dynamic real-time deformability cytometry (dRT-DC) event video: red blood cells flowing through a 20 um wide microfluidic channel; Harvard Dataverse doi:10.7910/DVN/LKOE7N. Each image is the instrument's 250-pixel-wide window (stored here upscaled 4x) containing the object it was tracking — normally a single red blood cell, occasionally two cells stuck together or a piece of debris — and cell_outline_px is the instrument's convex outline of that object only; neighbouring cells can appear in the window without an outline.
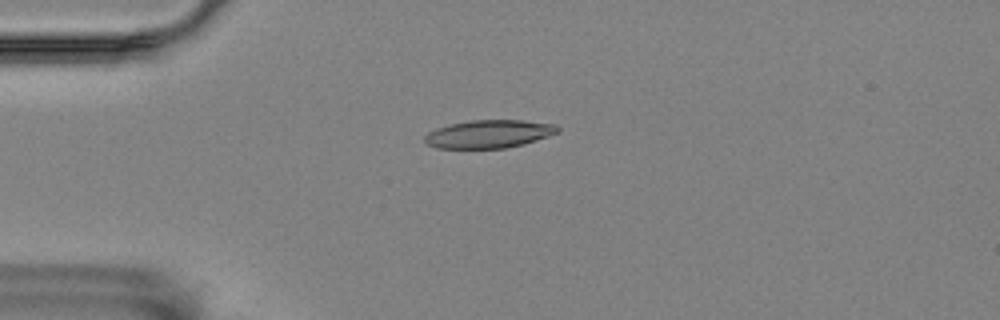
{"species": "Egyptian fruit bat (a non-hibernating species)", "species_latin": "Rousettus aegyptiacus", "temperature_condition": "room temperature", "stored_images_in_passage": 9, "camera_frame_rate_fps": 3000, "um_per_image_px": 0.085, "animal": {"sex": "female"}, "frame": {"image": 1, "passage_image": 4, "time_ms": 1.0, "image_size_px": [1000, 320], "cell_outline_px": [[560, 132], [524, 144], [504, 148], [436, 148], [428, 144], [424, 140], [424, 136], [428, 132], [436, 128], [448, 124], [472, 120], [520, 120], [556, 124], [560, 128]], "centroid_in_image_um": [41.56, 11.38], "position_along_channel_um": 43.4, "area_um2": 21.79}}
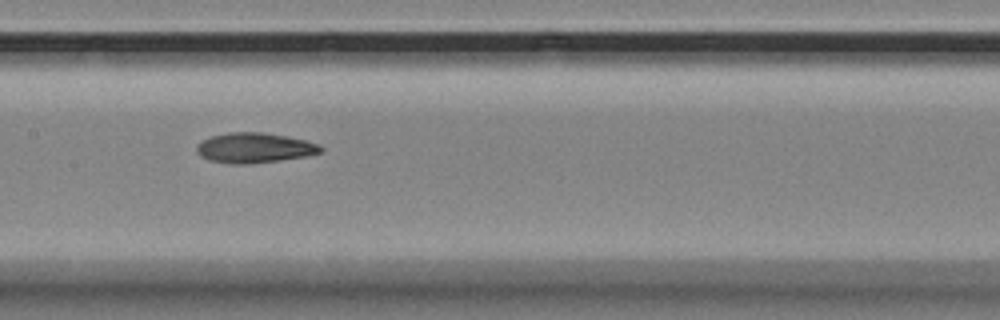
{"frame": {"image": 2, "passage_image": 8, "time_ms": 2.333, "image_size_px": [1000, 320], "cell_outline_px": [[324, 152], [308, 156], [280, 160], [248, 164], [232, 164], [208, 160], [200, 156], [196, 152], [196, 144], [212, 136], [228, 132], [264, 132], [288, 136], [304, 140], [316, 144], [324, 148]], "centroid_in_image_um": [21.63, 12.57], "position_along_channel_um": 185.8, "area_um2": 21.91}}
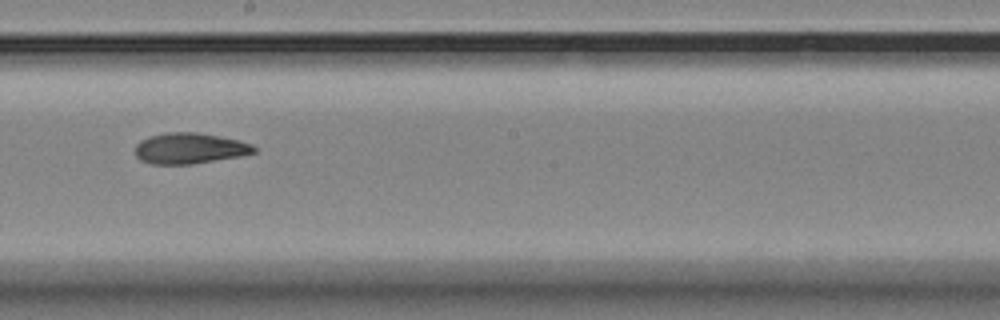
{"frame": {"image": 3, "passage_image": 9, "time_ms": 2.667, "image_size_px": [1000, 320], "cell_outline_px": [[256, 152], [240, 156], [192, 164], [152, 164], [140, 160], [136, 156], [136, 144], [140, 140], [148, 136], [168, 132], [196, 132], [236, 140], [252, 144], [256, 148]], "centroid_in_image_um": [16.08, 12.61], "position_along_channel_um": 232.1, "area_um2": 21.21}}